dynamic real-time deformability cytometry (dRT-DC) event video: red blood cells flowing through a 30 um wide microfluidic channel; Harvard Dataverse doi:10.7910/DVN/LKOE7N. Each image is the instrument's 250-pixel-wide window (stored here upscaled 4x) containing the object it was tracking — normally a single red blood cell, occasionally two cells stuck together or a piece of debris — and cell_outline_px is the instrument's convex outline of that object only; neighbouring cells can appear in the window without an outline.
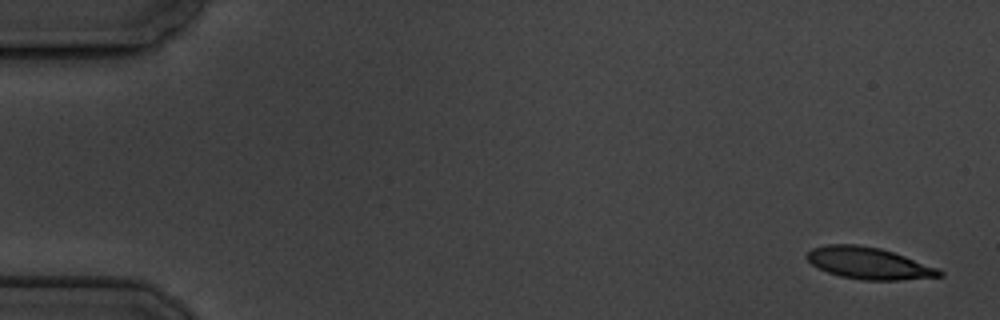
{"species": "common noctule bat (a hibernating species)", "species_latin": "Nyctalus noctula", "temperature_condition": "cold", "stored_images_in_passage": 6, "camera_frame_rate_fps": 3000, "um_per_image_px": 0.085, "animal": {"sex": "male", "body_mass_g": 19.5, "forearm_length_mm": 54.6}, "frame": {"image": 1, "passage_image": 1, "time_ms": 0.0, "image_size_px": [1000, 320], "cell_outline_px": [[944, 276], [900, 280], [864, 280], [840, 276], [816, 268], [804, 256], [812, 248], [828, 244], [856, 244], [880, 248], [940, 268], [944, 272]], "centroid_in_image_um": [73.85, 22.37], "position_along_channel_um": 11.1, "area_um2": 24.62}}